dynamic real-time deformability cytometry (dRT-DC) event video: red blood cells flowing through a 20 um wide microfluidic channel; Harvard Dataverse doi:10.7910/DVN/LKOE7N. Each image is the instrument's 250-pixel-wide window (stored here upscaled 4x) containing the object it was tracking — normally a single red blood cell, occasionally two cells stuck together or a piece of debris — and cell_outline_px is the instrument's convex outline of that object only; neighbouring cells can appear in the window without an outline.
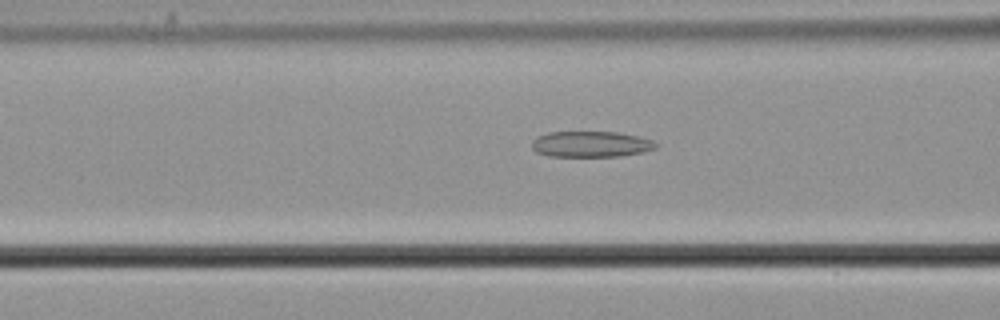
{"species": "common noctule bat (a hibernating species)", "species_latin": "Nyctalus noctula", "temperature_condition": "cold", "stored_images_in_passage": 43, "camera_frame_rate_fps": 3000, "um_per_image_px": 0.085, "animal": {"sex": "male", "body_mass_g": 21.5, "forearm_length_mm": 52.0}, "frame": {"image": 1, "passage_image": 10, "time_ms": 3.0, "image_size_px": [1000, 320], "cell_outline_px": [[656, 148], [640, 152], [620, 156], [548, 156], [536, 152], [532, 148], [532, 140], [536, 136], [548, 132], [616, 132], [636, 136], [652, 140], [656, 144]], "centroid_in_image_um": [50.16, 12.25], "position_along_channel_um": 116.4, "area_um2": 18.55}}
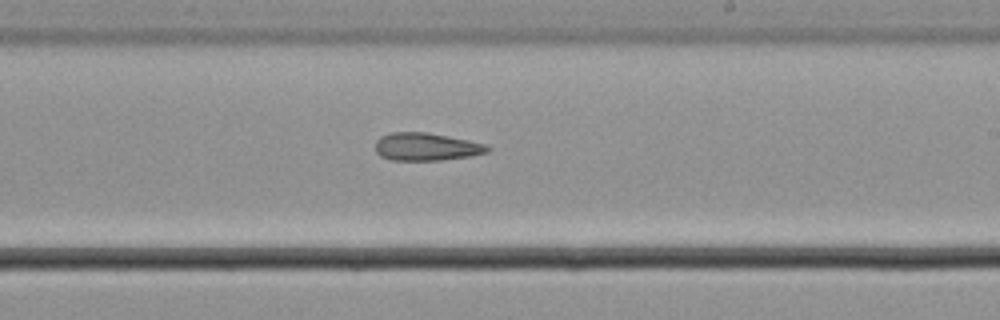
{"frame": {"image": 2, "passage_image": 21, "time_ms": 6.667, "image_size_px": [1000, 320], "cell_outline_px": [[492, 148], [488, 152], [472, 156], [440, 160], [392, 160], [380, 156], [376, 152], [376, 140], [380, 136], [392, 132], [428, 132], [488, 144]], "centroid_in_image_um": [36.26, 12.47], "position_along_channel_um": 252.7, "area_um2": 18.32}}
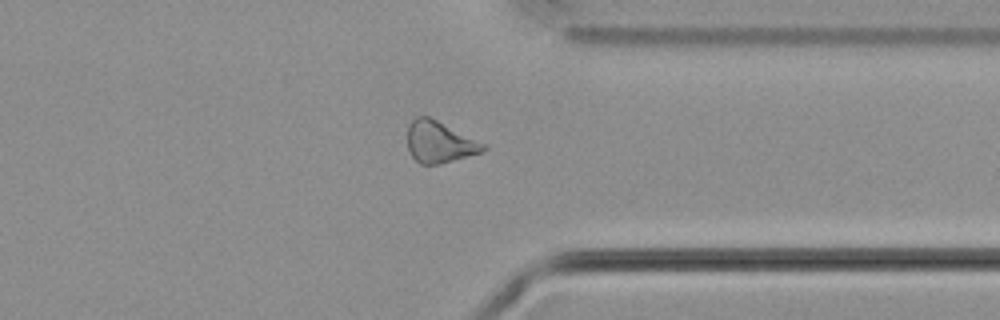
{"frame": {"image": 3, "passage_image": 31, "time_ms": 10.0, "image_size_px": [1000, 320], "cell_outline_px": [[488, 148], [484, 152], [436, 164], [420, 164], [412, 156], [408, 148], [408, 124], [416, 116], [428, 116], [488, 144]], "centroid_in_image_um": [37.39, 12.06], "position_along_channel_um": 374.0, "area_um2": 18.38}, "authors_computed_cell_mechanics": {"area_um2": 18.9006, "velocity_mm_per_s": 3.7159, "shape_relaxation_time_tau1_ms": null, "shape_relaxation_time_tau2_ms": 7.3857, "deformation_change_tau1": null, "deformation_change_tau2": 0.1842}}